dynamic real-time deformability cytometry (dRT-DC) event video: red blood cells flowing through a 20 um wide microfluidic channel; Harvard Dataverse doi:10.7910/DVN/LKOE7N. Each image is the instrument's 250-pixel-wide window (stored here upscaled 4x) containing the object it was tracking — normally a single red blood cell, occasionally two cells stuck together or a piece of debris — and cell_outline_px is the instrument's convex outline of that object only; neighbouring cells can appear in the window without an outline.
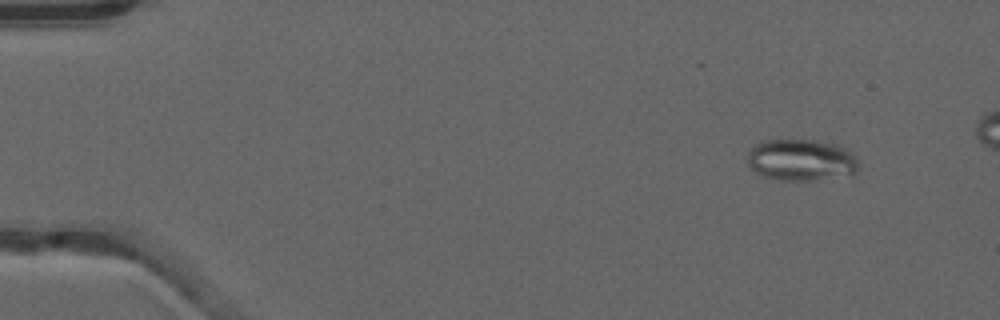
{"species": "common noctule bat (a hibernating species)", "species_latin": "Nyctalus noctula", "temperature_condition": "warm", "stored_images_in_passage": 47, "camera_frame_rate_fps": 3000, "um_per_image_px": 0.085, "animal": {"sex": "male", "forearm_length_mm": 52.5}, "frame": {"image": 1, "passage_image": 2, "time_ms": 0.333, "image_size_px": [1000, 320], "cell_outline_px": [[860, 168], [856, 172], [812, 180], [780, 180], [764, 176], [756, 172], [748, 164], [748, 148], [760, 140], [812, 140], [832, 144], [844, 148], [852, 152], [860, 160]], "centroid_in_image_um": [68.08, 13.58], "position_along_channel_um": 16.9, "area_um2": 26.88}}
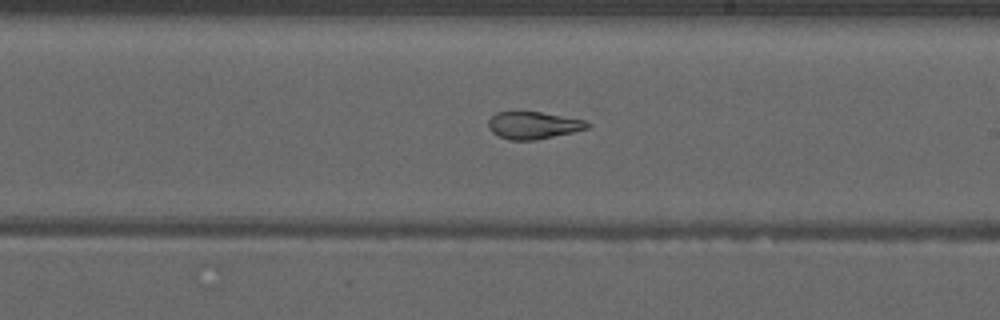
{"frame": {"image": 2, "passage_image": 28, "time_ms": 9.0, "image_size_px": [1000, 320], "cell_outline_px": [[592, 124], [588, 128], [572, 132], [536, 140], [508, 140], [492, 132], [488, 128], [488, 120], [496, 112], [540, 112], [584, 120]], "centroid_in_image_um": [45.31, 10.65], "position_along_channel_um": 243.7, "area_um2": 15.61}}
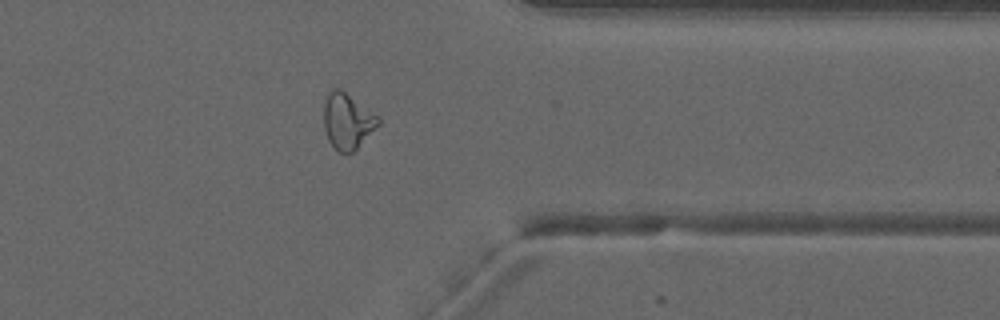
{"frame": {"image": 3, "passage_image": 39, "time_ms": 12.667, "image_size_px": [1000, 320], "cell_outline_px": [[380, 124], [352, 152], [340, 152], [328, 140], [324, 128], [324, 104], [328, 92], [332, 88], [340, 88], [376, 116], [380, 120]], "centroid_in_image_um": [29.49, 10.28], "position_along_channel_um": 381.9, "area_um2": 17.17}, "authors_computed_cell_mechanics": {"area_um2": 18.4382, "velocity_mm_per_s": 3.9627, "shape_relaxation_time_tau1_ms": null, "shape_relaxation_time_tau2_ms": 2.0697, "deformation_change_tau1": null, "deformation_change_tau2": 0.0913}}